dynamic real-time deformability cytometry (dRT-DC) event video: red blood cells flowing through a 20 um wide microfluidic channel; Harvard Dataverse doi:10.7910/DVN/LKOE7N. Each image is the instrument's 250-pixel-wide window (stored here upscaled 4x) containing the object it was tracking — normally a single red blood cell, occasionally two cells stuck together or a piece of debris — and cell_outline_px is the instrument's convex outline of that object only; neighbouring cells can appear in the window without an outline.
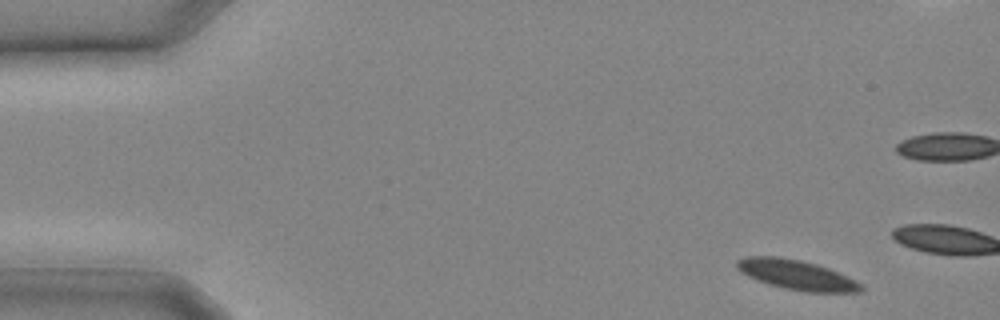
{"species": "common noctule bat (a hibernating species)", "species_latin": "Nyctalus noctula", "temperature_condition": "cold", "stored_images_in_passage": 6, "camera_frame_rate_fps": 3000, "um_per_image_px": 0.085, "animal": {"sex": "male", "body_mass_g": 20.4}, "frame": {"image": 1, "passage_image": 1, "time_ms": 0.0, "image_size_px": [1000, 320], "cell_outline_px": [[864, 288], [860, 292], [808, 292], [788, 288], [772, 284], [748, 276], [740, 272], [736, 268], [736, 260], [748, 256], [780, 256], [800, 260], [816, 264], [828, 268], [848, 276], [856, 280]], "centroid_in_image_um": [67.72, 23.34], "position_along_channel_um": 17.3, "area_um2": 21.27}}